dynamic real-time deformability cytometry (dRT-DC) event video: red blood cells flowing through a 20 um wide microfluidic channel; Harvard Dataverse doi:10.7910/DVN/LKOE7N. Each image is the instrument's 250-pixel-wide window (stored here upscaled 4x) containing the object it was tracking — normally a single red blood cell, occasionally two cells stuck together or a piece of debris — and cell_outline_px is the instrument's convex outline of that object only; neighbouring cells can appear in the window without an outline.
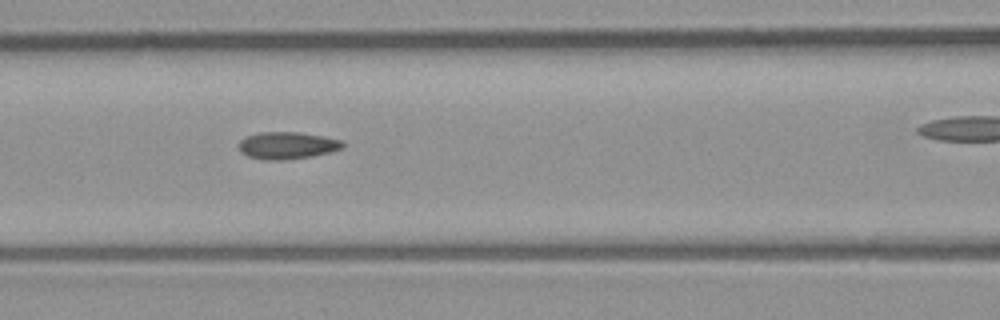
{"species": "common noctule bat (a hibernating species)", "species_latin": "Nyctalus noctula", "temperature_condition": "room temperature", "stored_images_in_passage": 8, "camera_frame_rate_fps": 3000, "um_per_image_px": 0.085, "animal": {"sex": "male", "body_mass_g": 23.1, "forearm_length_mm": 52.7}, "frame": {"image": 1, "passage_image": 7, "time_ms": 2.0, "image_size_px": [1000, 320], "cell_outline_px": [[344, 144], [340, 148], [328, 152], [308, 156], [284, 160], [264, 160], [248, 156], [240, 148], [240, 140], [244, 136], [260, 132], [300, 132], [324, 136], [344, 140]], "centroid_in_image_um": [24.41, 12.34], "position_along_channel_um": 142.2, "area_um2": 16.24}}